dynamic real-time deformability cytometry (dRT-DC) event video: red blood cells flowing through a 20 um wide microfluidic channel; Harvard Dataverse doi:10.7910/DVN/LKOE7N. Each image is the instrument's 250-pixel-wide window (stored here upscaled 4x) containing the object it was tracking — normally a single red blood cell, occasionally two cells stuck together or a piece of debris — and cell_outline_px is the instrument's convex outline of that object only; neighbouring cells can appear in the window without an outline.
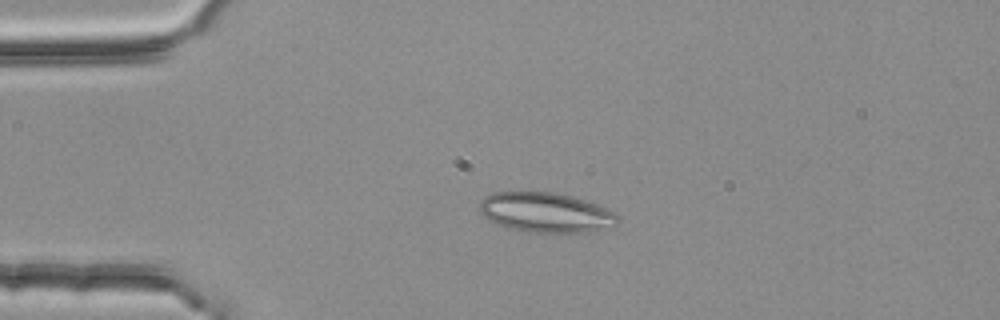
{"species": "common noctule bat (a hibernating species)", "species_latin": "Nyctalus noctula", "temperature_condition": "room temperature", "stored_images_in_passage": 38, "camera_frame_rate_fps": 3000, "um_per_image_px": 0.085, "animal": {"sex": "female", "body_mass_g": 25.1}, "frame": {"image": 1, "passage_image": 1, "time_ms": 0.0, "image_size_px": [1000, 320], "cell_outline_px": [[620, 220], [616, 224], [588, 232], [532, 232], [508, 228], [484, 216], [480, 212], [480, 200], [484, 196], [492, 192], [556, 192], [588, 200], [616, 212], [620, 216]], "centroid_in_image_um": [46.42, 18.04], "position_along_channel_um": 38.6, "area_um2": 32.08}}
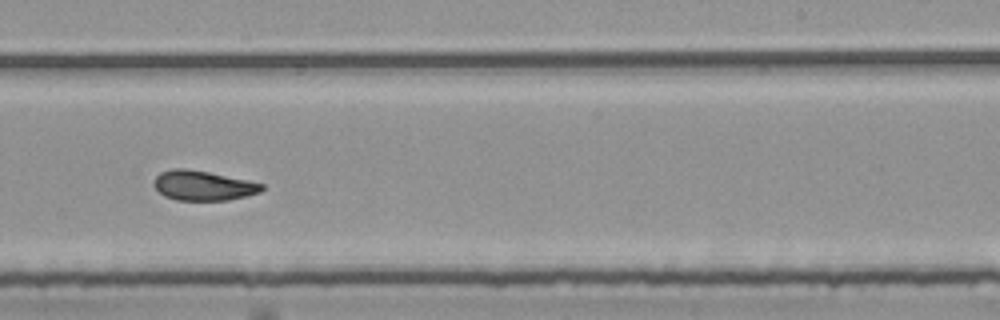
{"frame": {"image": 2, "passage_image": 22, "time_ms": 7.0, "image_size_px": [1000, 320], "cell_outline_px": [[264, 188], [260, 192], [248, 196], [228, 200], [176, 200], [164, 196], [152, 184], [156, 176], [160, 172], [172, 168], [184, 168], [208, 172], [248, 180], [264, 184]], "centroid_in_image_um": [17.26, 15.77], "position_along_channel_um": 271.7, "area_um2": 18.79}}
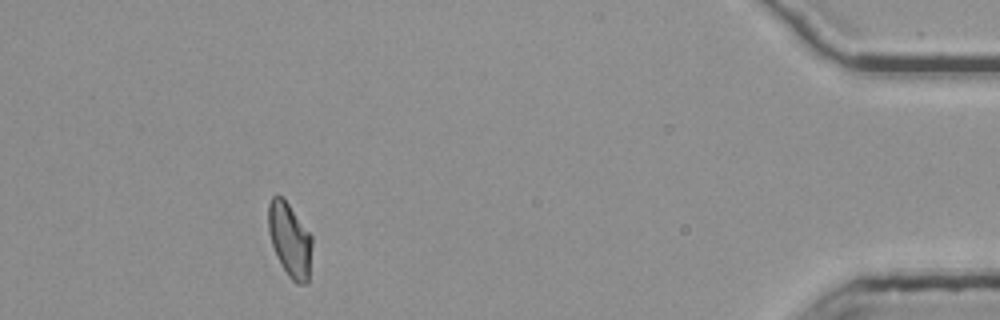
{"frame": {"image": 3, "passage_image": 38, "time_ms": 12.333, "image_size_px": [1000, 320], "cell_outline_px": [[312, 244], [308, 284], [296, 284], [288, 276], [272, 244], [268, 228], [268, 204], [272, 196], [276, 192], [288, 204], [312, 236]], "centroid_in_image_um": [24.64, 20.38], "position_along_channel_um": 410.6, "area_um2": 18.61}, "authors_computed_cell_mechanics": {"area_um2": 19.3919, "velocity_mm_per_s": 3.7846, "shape_relaxation_time_tau1_ms": 9.4505, "shape_relaxation_time_tau2_ms": 2.426, "deformation_change_tau1": 0.2126, "deformation_change_tau2": 0.0955}}